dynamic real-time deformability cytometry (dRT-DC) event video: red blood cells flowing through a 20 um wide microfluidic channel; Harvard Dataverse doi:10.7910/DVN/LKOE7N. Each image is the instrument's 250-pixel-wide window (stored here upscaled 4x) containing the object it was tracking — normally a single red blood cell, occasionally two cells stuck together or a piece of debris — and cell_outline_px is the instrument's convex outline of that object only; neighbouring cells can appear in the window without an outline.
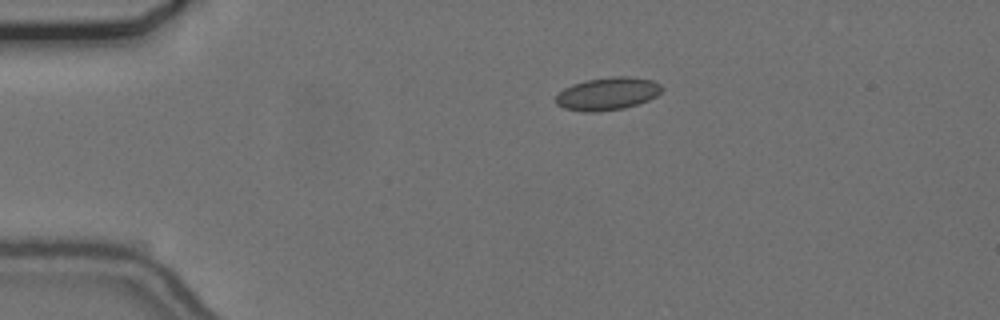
{"species": "common noctule bat (a hibernating species)", "species_latin": "Nyctalus noctula", "temperature_condition": "cold", "stored_images_in_passage": 45, "camera_frame_rate_fps": 3000, "um_per_image_px": 0.085, "animal": {"sex": "female", "body_mass_g": 24.6, "forearm_length_mm": 56.2}, "frame": {"image": 1, "passage_image": 1, "time_ms": 0.0, "image_size_px": [1000, 320], "cell_outline_px": [[664, 88], [656, 96], [648, 100], [624, 108], [592, 112], [584, 112], [564, 108], [556, 104], [556, 96], [564, 88], [572, 84], [584, 80], [612, 76], [628, 76], [652, 80], [660, 84]], "centroid_in_image_um": [51.63, 7.95], "position_along_channel_um": 33.4, "area_um2": 20.23}}
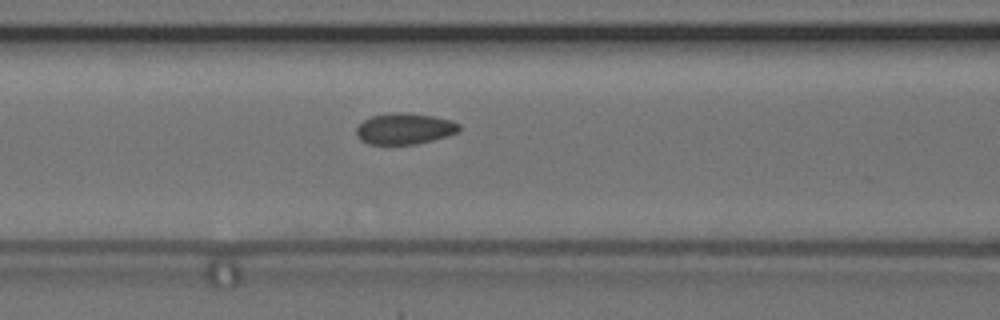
{"frame": {"image": 2, "passage_image": 13, "time_ms": 4.0, "image_size_px": [1000, 320], "cell_outline_px": [[460, 128], [456, 132], [448, 136], [416, 144], [368, 144], [360, 140], [356, 132], [356, 128], [364, 120], [372, 116], [396, 112], [400, 112], [432, 116], [452, 120], [460, 124]], "centroid_in_image_um": [34.39, 10.94], "position_along_channel_um": 132.2, "area_um2": 18.5}}
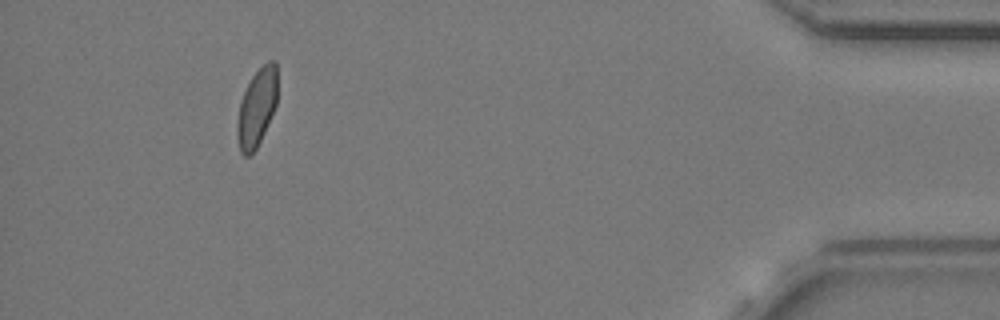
{"frame": {"image": 3, "passage_image": 41, "time_ms": 13.333, "image_size_px": [1000, 320], "cell_outline_px": [[276, 104], [264, 132], [252, 156], [244, 156], [240, 152], [236, 136], [236, 124], [240, 100], [252, 76], [268, 60], [272, 60], [276, 64]], "centroid_in_image_um": [21.79, 9.2], "position_along_channel_um": 413.4, "area_um2": 18.09}, "authors_computed_cell_mechanics": {"area_um2": 18.7272, "velocity_mm_per_s": 3.6896, "shape_relaxation_time_tau1_ms": 4.7569, "shape_relaxation_time_tau2_ms": 1.0162, "deformation_change_tau1": 0.0835, "deformation_change_tau2": 0.0464}}